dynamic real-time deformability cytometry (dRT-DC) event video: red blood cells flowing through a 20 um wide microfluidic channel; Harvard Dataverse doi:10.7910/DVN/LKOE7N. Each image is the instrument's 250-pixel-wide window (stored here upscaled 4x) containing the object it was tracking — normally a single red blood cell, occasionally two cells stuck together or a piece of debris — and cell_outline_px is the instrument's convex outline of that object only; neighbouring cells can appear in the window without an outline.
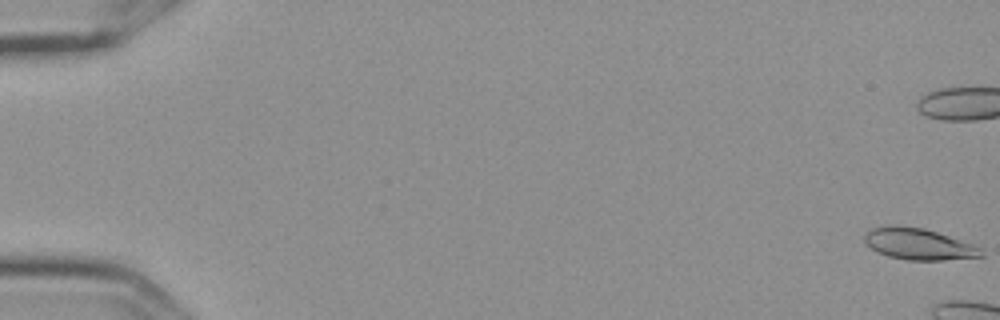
{"species": "Egyptian fruit bat (a non-hibernating species)", "species_latin": "Rousettus aegyptiacus", "temperature_condition": "cold", "stored_images_in_passage": 6, "camera_frame_rate_fps": 3000, "um_per_image_px": 0.085, "frame": {"image": 1, "passage_image": 1, "time_ms": 0.0, "image_size_px": [1000, 320], "cell_outline_px": [[984, 256], [944, 260], [908, 260], [888, 256], [876, 252], [864, 240], [864, 236], [872, 228], [888, 224], [924, 228], [972, 244], [980, 248], [984, 252]], "centroid_in_image_um": [78.07, 20.74], "position_along_channel_um": 6.9, "area_um2": 21.21}}